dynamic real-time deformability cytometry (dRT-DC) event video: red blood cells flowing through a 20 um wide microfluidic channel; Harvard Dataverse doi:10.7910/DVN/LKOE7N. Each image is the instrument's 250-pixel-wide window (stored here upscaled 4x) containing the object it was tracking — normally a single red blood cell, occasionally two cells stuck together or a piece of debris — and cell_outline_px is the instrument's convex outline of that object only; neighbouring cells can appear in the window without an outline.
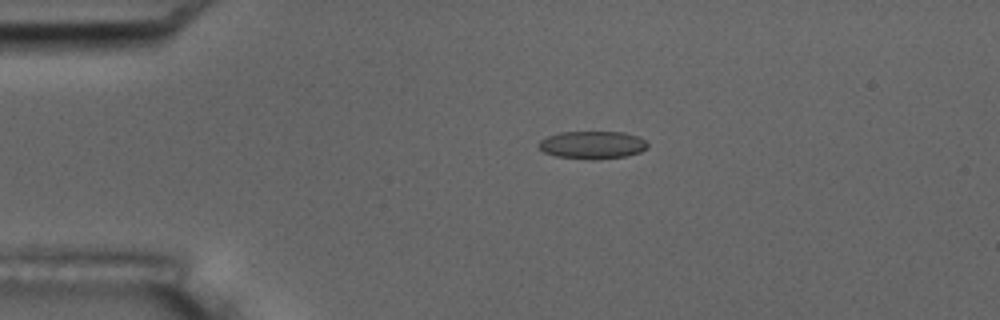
{"species": "common noctule bat (a hibernating species)", "species_latin": "Nyctalus noctula", "temperature_condition": "room temperature", "stored_images_in_passage": 12, "camera_frame_rate_fps": 3000, "um_per_image_px": 0.085, "animal": {"sex": "male", "body_mass_g": 17.5, "forearm_length_mm": 52.3}, "frame": {"image": 1, "passage_image": 4, "time_ms": 3.667, "image_size_px": [1000, 320], "cell_outline_px": [[648, 148], [640, 152], [628, 156], [596, 160], [592, 160], [556, 156], [544, 152], [536, 144], [540, 140], [548, 136], [560, 132], [624, 132], [640, 136], [648, 144]], "centroid_in_image_um": [50.38, 12.32], "position_along_channel_um": 34.6, "area_um2": 17.86}}
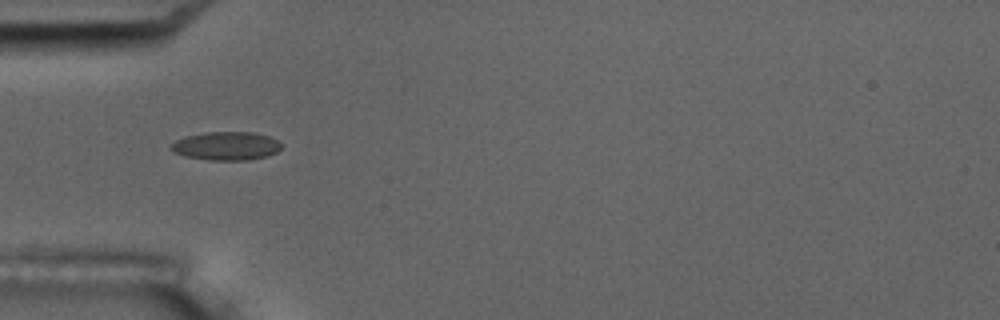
{"frame": {"image": 2, "passage_image": 6, "time_ms": 5.667, "image_size_px": [1000, 320], "cell_outline_px": [[284, 144], [276, 152], [268, 156], [248, 160], [208, 160], [184, 156], [172, 152], [168, 148], [176, 140], [184, 136], [204, 132], [252, 132], [268, 136]], "centroid_in_image_um": [19.2, 12.41], "position_along_channel_um": 65.8, "area_um2": 18.5}}
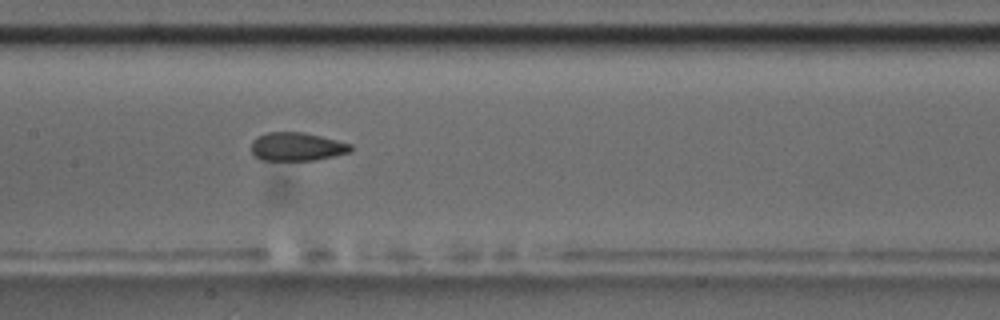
{"frame": {"image": 3, "passage_image": 9, "time_ms": 9.0, "image_size_px": [1000, 320], "cell_outline_px": [[352, 152], [316, 160], [260, 160], [252, 152], [252, 140], [256, 136], [268, 132], [300, 132], [320, 136], [352, 144]], "centroid_in_image_um": [25.24, 12.47], "position_along_channel_um": 182.2, "area_um2": 16.47}}